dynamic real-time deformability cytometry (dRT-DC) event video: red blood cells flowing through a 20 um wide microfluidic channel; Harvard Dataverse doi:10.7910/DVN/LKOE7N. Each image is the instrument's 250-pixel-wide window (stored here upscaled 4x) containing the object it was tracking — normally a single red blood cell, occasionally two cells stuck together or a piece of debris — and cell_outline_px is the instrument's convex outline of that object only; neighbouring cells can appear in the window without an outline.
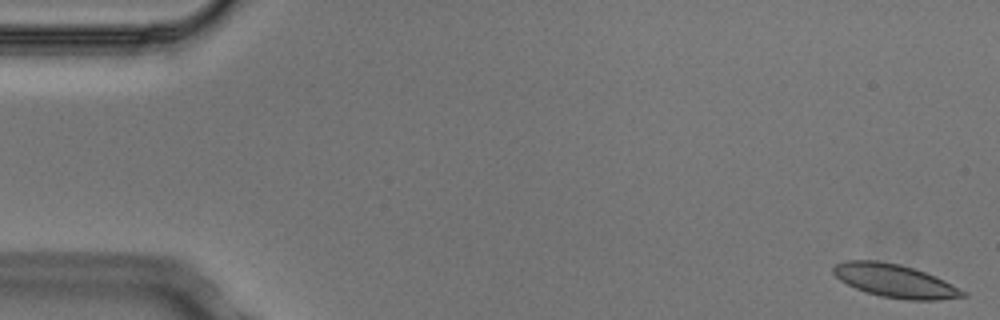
{"species": "Egyptian fruit bat (a non-hibernating species)", "species_latin": "Rousettus aegyptiacus", "temperature_condition": "cold", "stored_images_in_passage": 5, "segment_of_instrument_passage": [1, 2], "camera_frame_rate_fps": 3000, "um_per_image_px": 0.085, "animal": {"sex": "male"}, "frame": {"image": 1, "passage_image": 1, "time_ms": 0.0, "image_size_px": [1000, 320], "cell_outline_px": [[968, 296], [940, 300], [908, 300], [880, 296], [856, 288], [840, 280], [832, 272], [832, 268], [836, 264], [844, 260], [876, 260], [900, 264], [924, 272], [944, 280], [968, 292]], "centroid_in_image_um": [76.09, 23.87], "position_along_channel_um": 8.9, "area_um2": 25.03}}